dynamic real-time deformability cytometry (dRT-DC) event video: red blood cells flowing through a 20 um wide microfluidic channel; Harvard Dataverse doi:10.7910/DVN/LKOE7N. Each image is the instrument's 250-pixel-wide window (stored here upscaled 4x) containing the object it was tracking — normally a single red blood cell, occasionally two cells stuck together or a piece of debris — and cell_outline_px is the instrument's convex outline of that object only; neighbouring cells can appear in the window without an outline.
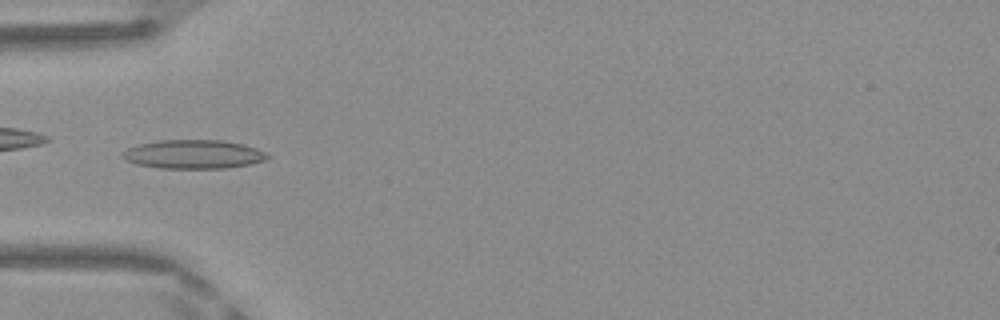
{"species": "Egyptian fruit bat (a non-hibernating species)", "species_latin": "Rousettus aegyptiacus", "temperature_condition": "warm", "stored_images_in_passage": 35, "camera_frame_rate_fps": 3000, "um_per_image_px": 0.085, "frame": {"image": 1, "passage_image": 3, "time_ms": 0.667, "image_size_px": [1000, 320], "cell_outline_px": [[268, 156], [264, 160], [248, 164], [224, 168], [160, 168], [136, 164], [124, 160], [120, 156], [120, 152], [128, 148], [140, 144], [160, 140], [224, 140], [244, 144], [256, 148], [264, 152]], "centroid_in_image_um": [16.38, 13.11], "position_along_channel_um": 68.6, "area_um2": 24.28}}
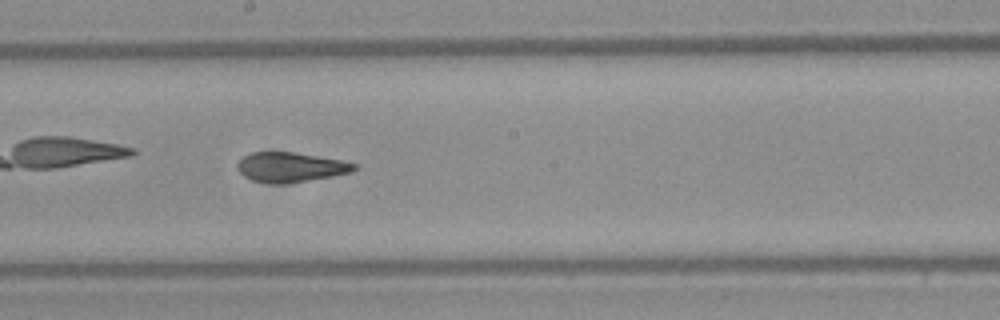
{"frame": {"image": 2, "passage_image": 14, "time_ms": 4.333, "image_size_px": [1000, 320], "cell_outline_px": [[360, 168], [352, 172], [332, 176], [284, 184], [272, 184], [252, 180], [244, 176], [236, 168], [236, 164], [244, 156], [252, 152], [292, 152], [340, 160], [360, 164]], "centroid_in_image_um": [24.72, 14.21], "position_along_channel_um": 223.5, "area_um2": 20.29}}
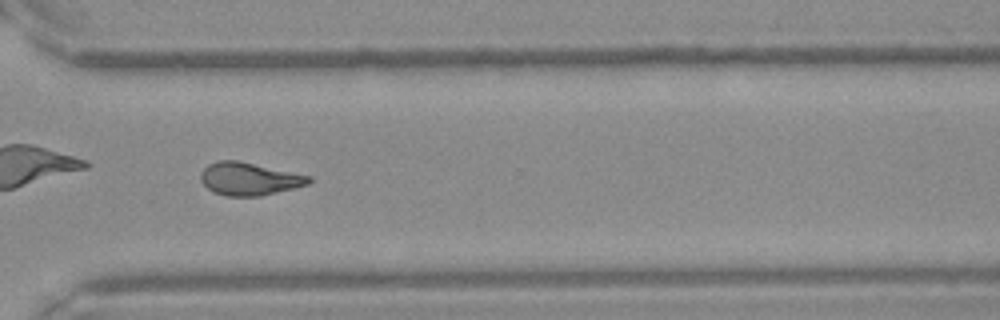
{"frame": {"image": 3, "passage_image": 23, "time_ms": 7.333, "image_size_px": [1000, 320], "cell_outline_px": [[312, 180], [308, 184], [260, 196], [224, 196], [212, 192], [200, 180], [200, 172], [208, 164], [220, 160], [236, 160], [312, 176]], "centroid_in_image_um": [21.15, 15.2], "position_along_channel_um": 349.5, "area_um2": 20.58}, "authors_computed_cell_mechanics": {"area_um2": 20.4034, "velocity_mm_per_s": 4.1967, "shape_relaxation_time_tau1_ms": null, "shape_relaxation_time_tau2_ms": 2.3604, "deformation_change_tau1": null, "deformation_change_tau2": 0.1021}}